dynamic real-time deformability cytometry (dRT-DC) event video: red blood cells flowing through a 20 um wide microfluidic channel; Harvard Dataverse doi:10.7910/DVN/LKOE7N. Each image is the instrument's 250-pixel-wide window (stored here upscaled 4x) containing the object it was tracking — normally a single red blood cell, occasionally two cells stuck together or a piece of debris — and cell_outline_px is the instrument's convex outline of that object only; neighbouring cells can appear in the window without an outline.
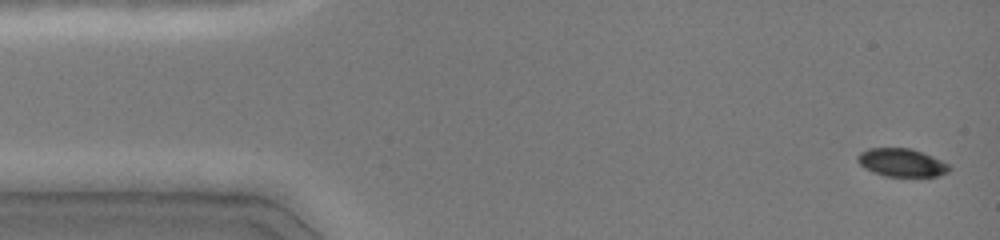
{"species": "common noctule bat (a hibernating species)", "species_latin": "Nyctalus noctula", "temperature_condition": "cold", "stored_images_in_passage": 8, "camera_frame_rate_fps": 3000, "um_per_image_px": 0.085, "animal": {"sex": "female", "body_mass_g": 19.0, "forearm_length_mm": 51.5}, "frame": {"image": 1, "passage_image": 1, "time_ms": 0.0, "image_size_px": [1000, 240], "cell_outline_px": [[952, 168], [948, 172], [936, 176], [884, 176], [872, 172], [864, 168], [856, 160], [856, 156], [860, 152], [868, 148], [912, 148], [932, 156], [948, 164]], "centroid_in_image_um": [76.61, 13.81], "position_along_channel_um": 8.4, "area_um2": 15.09}}
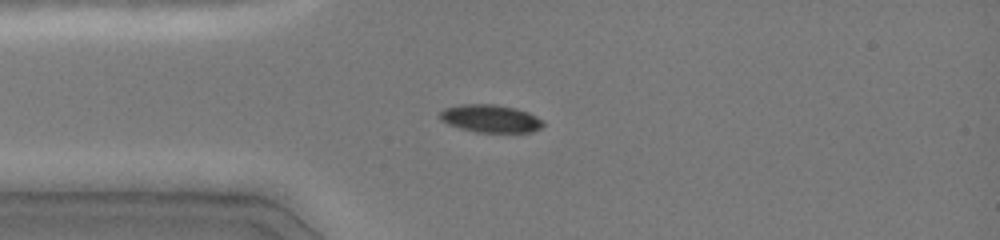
{"frame": {"image": 2, "passage_image": 6, "time_ms": 1.667, "image_size_px": [1000, 240], "cell_outline_px": [[544, 124], [540, 128], [532, 132], [476, 132], [460, 128], [448, 124], [440, 120], [440, 112], [444, 108], [460, 104], [496, 104], [516, 108], [528, 112], [544, 120]], "centroid_in_image_um": [41.7, 10.07], "position_along_channel_um": 43.3, "area_um2": 16.82}}